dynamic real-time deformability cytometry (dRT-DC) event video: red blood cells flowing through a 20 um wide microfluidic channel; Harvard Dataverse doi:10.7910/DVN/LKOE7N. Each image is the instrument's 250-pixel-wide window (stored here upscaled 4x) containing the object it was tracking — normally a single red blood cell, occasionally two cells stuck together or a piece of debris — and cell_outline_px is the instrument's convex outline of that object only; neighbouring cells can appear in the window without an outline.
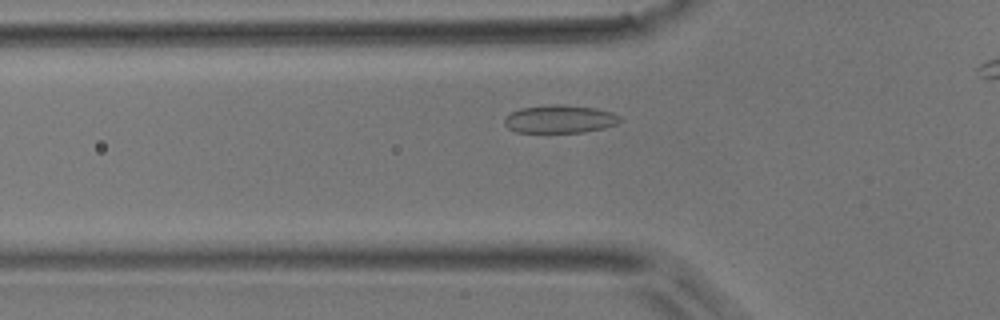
{"species": "common noctule bat (a hibernating species)", "species_latin": "Nyctalus noctula", "temperature_condition": "room temperature", "stored_images_in_passage": 36, "camera_frame_rate_fps": 3000, "um_per_image_px": 0.085, "animal": {"sex": "male", "body_mass_g": 17.9}, "frame": {"image": 1, "passage_image": 8, "time_ms": 2.333, "image_size_px": [1000, 320], "cell_outline_px": [[620, 120], [616, 124], [604, 128], [584, 132], [516, 132], [508, 128], [504, 124], [504, 120], [512, 112], [520, 108], [556, 104], [564, 104], [596, 108], [612, 112], [620, 116]], "centroid_in_image_um": [47.6, 10.12], "position_along_channel_um": 78.2, "area_um2": 18.79}}
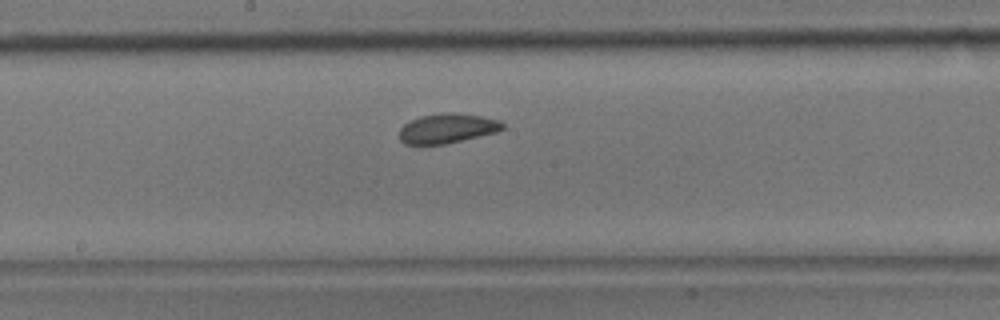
{"frame": {"image": 2, "passage_image": 18, "time_ms": 5.667, "image_size_px": [1000, 320], "cell_outline_px": [[504, 128], [496, 132], [444, 144], [404, 144], [400, 140], [400, 128], [404, 124], [420, 116], [448, 112], [452, 112], [480, 116], [500, 120], [504, 124]], "centroid_in_image_um": [38.01, 10.91], "position_along_channel_um": 210.2, "area_um2": 17.63}}
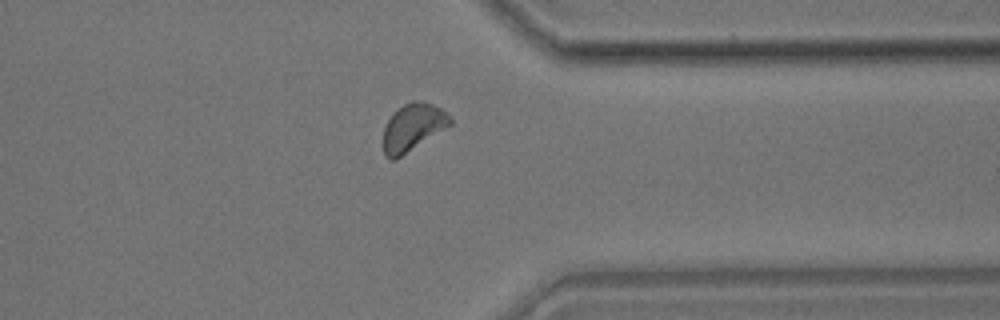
{"frame": {"image": 3, "passage_image": 31, "time_ms": 10.0, "image_size_px": [1000, 320], "cell_outline_px": [[452, 124], [396, 160], [388, 160], [384, 156], [384, 128], [388, 120], [404, 104], [412, 100], [432, 104], [440, 108], [452, 116]], "centroid_in_image_um": [35.1, 10.85], "position_along_channel_um": 376.3, "area_um2": 18.26}}